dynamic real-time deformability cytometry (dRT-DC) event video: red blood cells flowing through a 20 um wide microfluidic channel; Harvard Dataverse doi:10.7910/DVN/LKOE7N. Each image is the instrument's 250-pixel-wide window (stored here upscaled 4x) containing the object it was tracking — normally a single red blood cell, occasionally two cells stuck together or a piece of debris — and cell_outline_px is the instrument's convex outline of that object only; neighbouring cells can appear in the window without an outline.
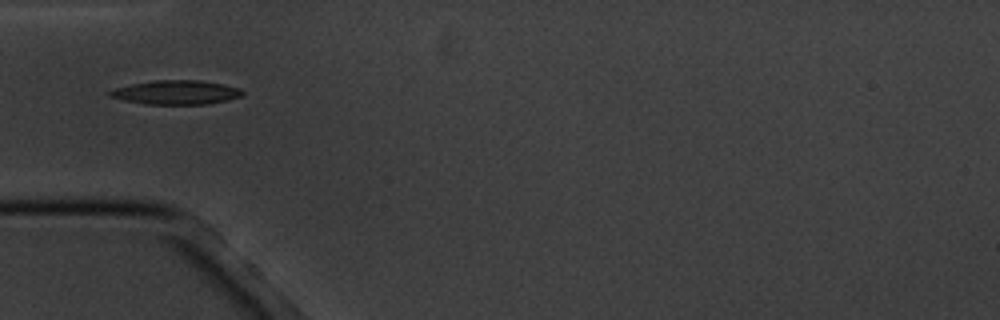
{"species": "common noctule bat (a hibernating species)", "species_latin": "Nyctalus noctula", "temperature_condition": "cold", "stored_images_in_passage": 16, "camera_frame_rate_fps": 3000, "um_per_image_px": 0.085, "animal": {"sex": "male", "body_mass_g": 20.1, "forearm_length_mm": 53.5}, "frame": {"image": 1, "passage_image": 6, "time_ms": 5.667, "image_size_px": [1000, 320], "cell_outline_px": [[244, 92], [240, 96], [228, 100], [208, 104], [144, 104], [124, 100], [108, 96], [108, 92], [116, 88], [132, 84], [156, 80], [200, 80], [240, 88]], "centroid_in_image_um": [14.97, 7.86], "position_along_channel_um": 70.0, "area_um2": 18.44}}
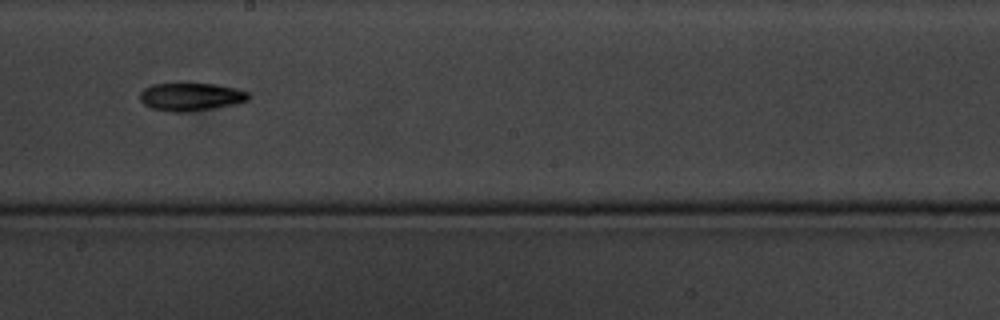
{"frame": {"image": 2, "passage_image": 10, "time_ms": 10.333, "image_size_px": [1000, 320], "cell_outline_px": [[248, 100], [236, 104], [216, 108], [188, 112], [172, 112], [152, 108], [144, 104], [140, 100], [140, 92], [144, 88], [152, 84], [180, 80], [216, 84], [236, 88], [248, 92]], "centroid_in_image_um": [16.19, 8.18], "position_along_channel_um": 232.0, "area_um2": 18.61}}
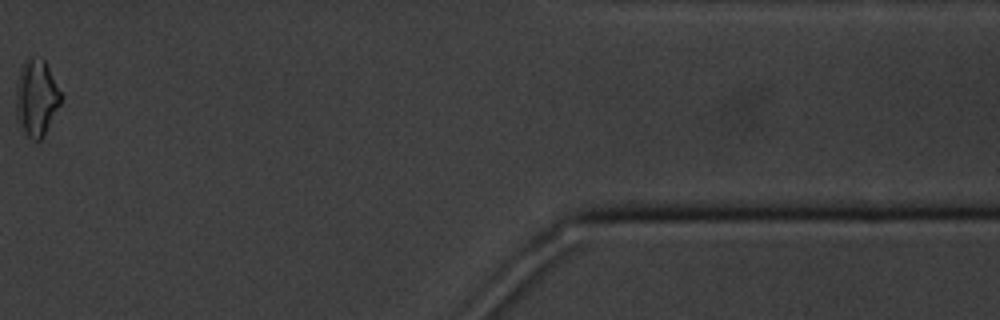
{"frame": {"image": 3, "passage_image": 15, "time_ms": 17.0, "image_size_px": [1000, 320], "cell_outline_px": [[60, 104], [44, 136], [40, 140], [32, 140], [24, 132], [16, 112], [16, 88], [20, 72], [24, 60], [28, 56], [44, 60], [60, 92]], "centroid_in_image_um": [3.08, 8.32], "position_along_channel_um": 408.3, "area_um2": 19.48}, "authors_computed_cell_mechanics": {"area_um2": 18.4093, "velocity_mm_per_s": 3.441, "shape_relaxation_time_tau1_ms": 2.1322, "shape_relaxation_time_tau2_ms": null, "deformation_change_tau1": 0.0694, "deformation_change_tau2": null}}